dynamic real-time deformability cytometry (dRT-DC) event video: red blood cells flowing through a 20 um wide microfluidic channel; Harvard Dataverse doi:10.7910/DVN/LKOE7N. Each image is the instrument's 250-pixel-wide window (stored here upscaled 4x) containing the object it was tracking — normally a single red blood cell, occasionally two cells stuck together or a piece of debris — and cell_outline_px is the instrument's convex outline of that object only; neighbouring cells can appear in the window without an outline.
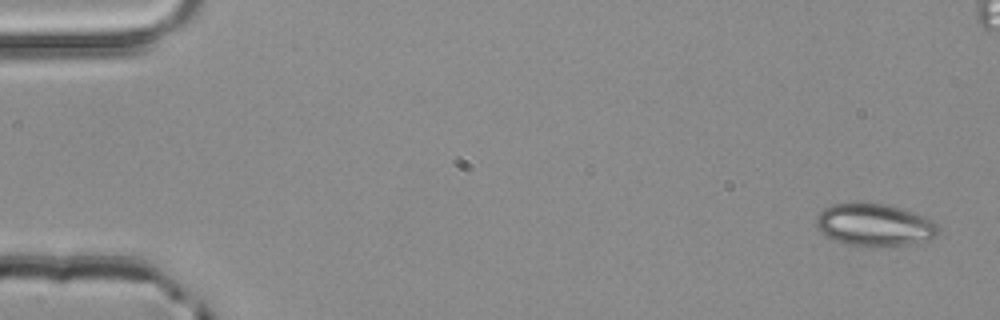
{"species": "common noctule bat (a hibernating species)", "species_latin": "Nyctalus noctula", "temperature_condition": "room temperature", "stored_images_in_passage": 6, "camera_frame_rate_fps": 3000, "um_per_image_px": 0.085, "animal": {"sex": "male", "body_mass_g": 20.4}, "frame": {"image": 1, "passage_image": 1, "time_ms": 0.0, "image_size_px": [1000, 320], "cell_outline_px": [[940, 232], [936, 236], [928, 240], [908, 244], [848, 244], [836, 240], [828, 236], [816, 224], [816, 216], [824, 208], [832, 204], [884, 204], [900, 208], [924, 216], [932, 220], [940, 228]], "centroid_in_image_um": [74.38, 19.09], "position_along_channel_um": 10.6, "area_um2": 29.02}}
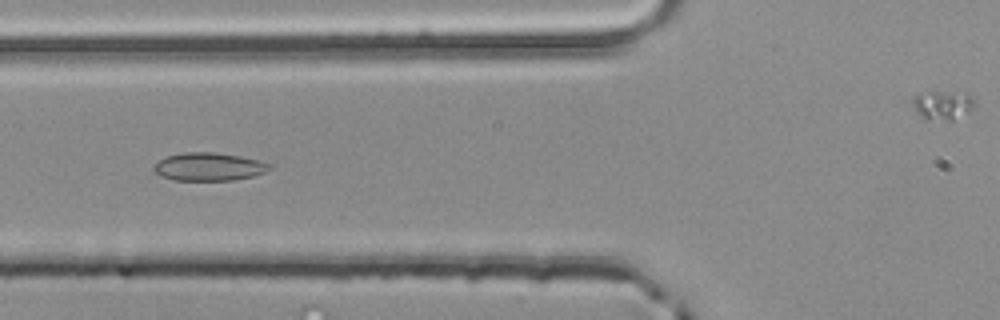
{"frame": {"image": 2, "passage_image": 5, "time_ms": 1.333, "image_size_px": [1000, 320], "cell_outline_px": [[272, 168], [264, 172], [252, 176], [232, 180], [172, 180], [160, 176], [152, 168], [164, 156], [184, 152], [212, 152], [240, 156], [260, 160], [272, 164]], "centroid_in_image_um": [17.75, 14.16], "position_along_channel_um": 108.1, "area_um2": 18.96}}